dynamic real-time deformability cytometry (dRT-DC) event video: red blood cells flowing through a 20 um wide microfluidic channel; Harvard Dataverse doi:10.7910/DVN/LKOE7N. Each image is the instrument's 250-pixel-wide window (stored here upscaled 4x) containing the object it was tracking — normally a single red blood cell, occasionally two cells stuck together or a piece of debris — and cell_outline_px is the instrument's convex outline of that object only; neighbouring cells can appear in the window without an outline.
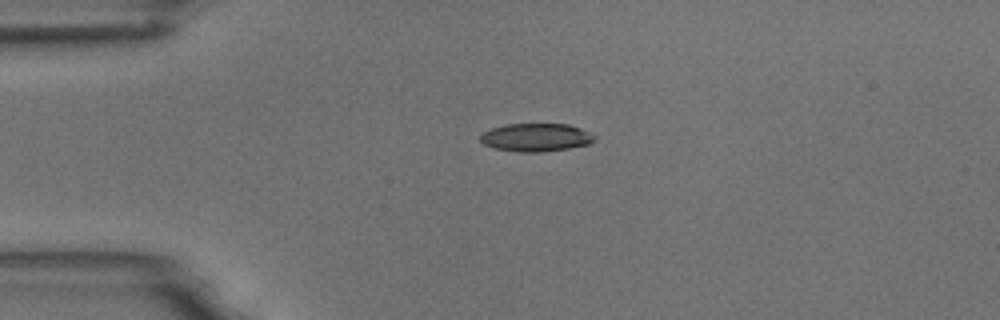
{"species": "common noctule bat (a hibernating species)", "species_latin": "Nyctalus noctula", "temperature_condition": "room temperature", "stored_images_in_passage": 2, "camera_frame_rate_fps": 3000, "um_per_image_px": 0.085, "animal": {"sex": "male", "body_mass_g": 18.8}, "frame": {"image": 1, "passage_image": 1, "time_ms": 0.0, "image_size_px": [1000, 320], "cell_outline_px": [[596, 140], [588, 144], [568, 148], [540, 152], [520, 152], [496, 148], [484, 144], [480, 140], [480, 136], [484, 132], [492, 128], [504, 124], [568, 124], [580, 128], [596, 136]], "centroid_in_image_um": [45.57, 11.67], "position_along_channel_um": 39.4, "area_um2": 18.55}}